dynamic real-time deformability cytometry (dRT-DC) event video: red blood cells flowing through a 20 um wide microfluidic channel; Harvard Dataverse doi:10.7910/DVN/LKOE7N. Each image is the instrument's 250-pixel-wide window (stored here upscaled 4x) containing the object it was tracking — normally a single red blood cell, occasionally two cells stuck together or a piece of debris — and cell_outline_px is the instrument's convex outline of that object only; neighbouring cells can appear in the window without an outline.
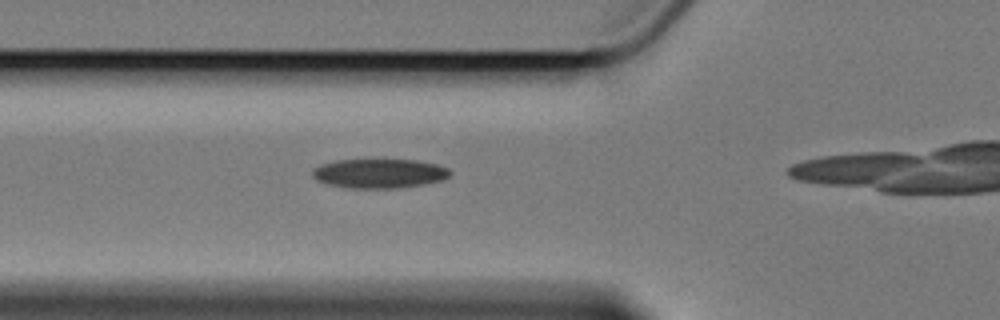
{"species": "Egyptian fruit bat (a non-hibernating species)", "species_latin": "Rousettus aegyptiacus", "temperature_condition": "cold", "stored_images_in_passage": 4, "camera_frame_rate_fps": 3000, "um_per_image_px": 0.085, "animal": {"sex": "female"}, "frame": {"image": 1, "passage_image": 3, "time_ms": 2.333, "image_size_px": [1000, 320], "cell_outline_px": [[452, 172], [444, 180], [424, 184], [396, 188], [348, 188], [328, 184], [316, 180], [312, 176], [312, 168], [320, 164], [336, 160], [416, 160], [436, 164], [448, 168]], "centroid_in_image_um": [32.22, 14.74], "position_along_channel_um": 93.6, "area_um2": 23.58}}